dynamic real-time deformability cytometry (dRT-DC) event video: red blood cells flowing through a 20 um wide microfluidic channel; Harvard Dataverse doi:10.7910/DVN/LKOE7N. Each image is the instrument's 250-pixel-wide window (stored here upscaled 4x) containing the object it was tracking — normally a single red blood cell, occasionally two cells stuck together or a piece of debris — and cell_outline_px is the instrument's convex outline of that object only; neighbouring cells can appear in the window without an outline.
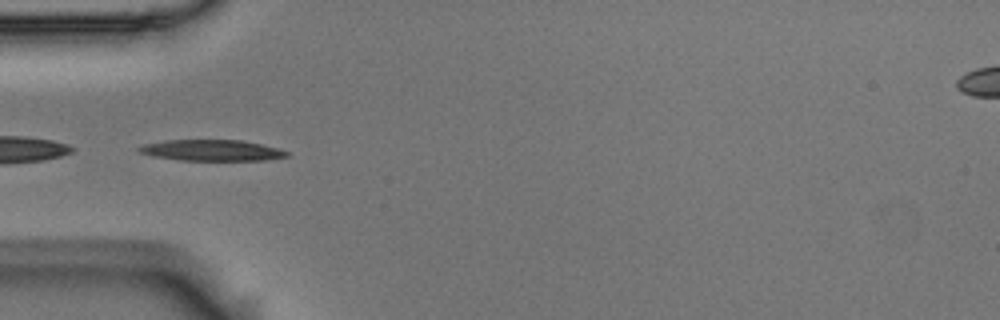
{"species": "Egyptian fruit bat (a non-hibernating species)", "species_latin": "Rousettus aegyptiacus", "temperature_condition": "room temperature", "stored_images_in_passage": 4, "segment_of_instrument_passage": [2, 2], "camera_frame_rate_fps": 3000, "um_per_image_px": 0.085, "animal": {"sex": "male"}, "frame": {"image": 1, "passage_image": 3, "time_ms": 0.667, "image_size_px": [1000, 320], "cell_outline_px": [[288, 156], [264, 160], [180, 160], [152, 156], [136, 152], [136, 148], [144, 144], [164, 140], [240, 140], [280, 148], [288, 152]], "centroid_in_image_um": [17.94, 12.77], "position_along_channel_um": 67.1, "area_um2": 18.15}}
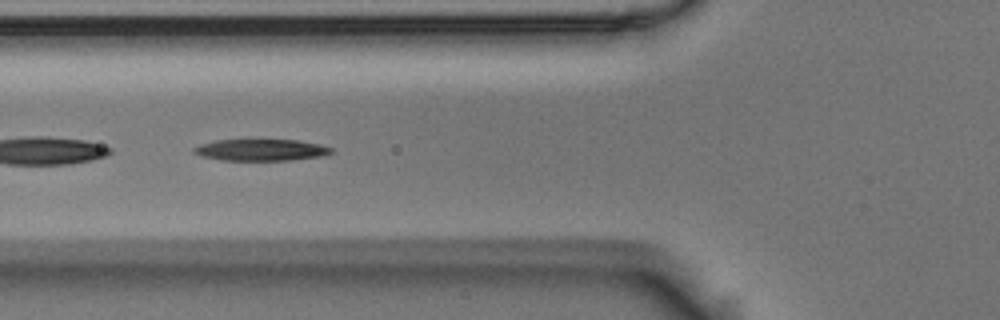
{"frame": {"image": 2, "passage_image": 4, "time_ms": 1.0, "image_size_px": [1000, 320], "cell_outline_px": [[332, 152], [324, 156], [288, 160], [220, 160], [200, 156], [192, 152], [192, 148], [200, 144], [216, 140], [248, 136], [300, 140], [320, 144], [332, 148]], "centroid_in_image_um": [22.13, 12.68], "position_along_channel_um": 103.7, "area_um2": 18.55}}